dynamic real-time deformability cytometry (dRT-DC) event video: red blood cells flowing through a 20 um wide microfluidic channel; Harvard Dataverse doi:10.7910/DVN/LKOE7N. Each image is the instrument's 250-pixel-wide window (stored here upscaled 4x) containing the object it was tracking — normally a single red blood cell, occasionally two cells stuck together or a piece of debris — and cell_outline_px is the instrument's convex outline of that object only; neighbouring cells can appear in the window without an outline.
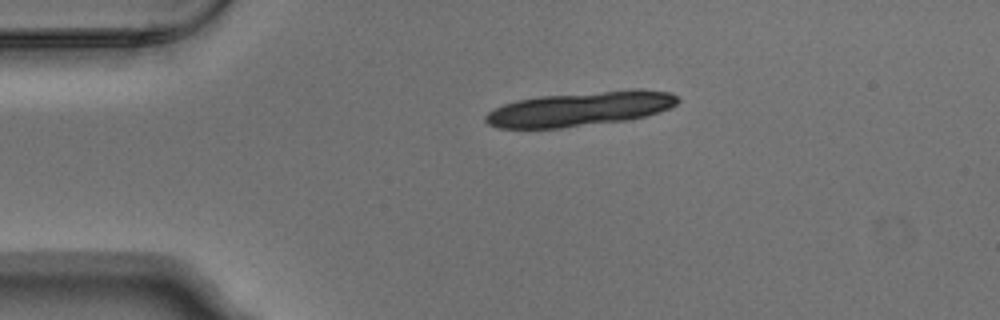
{"species": "Egyptian fruit bat (a non-hibernating species)", "species_latin": "Rousettus aegyptiacus", "temperature_condition": "warm", "stored_images_in_passage": 3, "segment_of_instrument_passage": [1, 2], "camera_frame_rate_fps": 3000, "um_per_image_px": 0.085, "animal": {"sex": "male"}, "frame": {"image": 1, "passage_image": 1, "time_ms": 0.0, "image_size_px": [1000, 320], "cell_outline_px": [[680, 100], [676, 104], [668, 108], [644, 116], [628, 120], [560, 128], [496, 128], [488, 124], [484, 120], [484, 116], [488, 112], [504, 104], [516, 100], [540, 96], [632, 88], [640, 88], [668, 92], [676, 96]], "centroid_in_image_um": [49.29, 9.24], "position_along_channel_um": 35.7, "area_um2": 38.73}}